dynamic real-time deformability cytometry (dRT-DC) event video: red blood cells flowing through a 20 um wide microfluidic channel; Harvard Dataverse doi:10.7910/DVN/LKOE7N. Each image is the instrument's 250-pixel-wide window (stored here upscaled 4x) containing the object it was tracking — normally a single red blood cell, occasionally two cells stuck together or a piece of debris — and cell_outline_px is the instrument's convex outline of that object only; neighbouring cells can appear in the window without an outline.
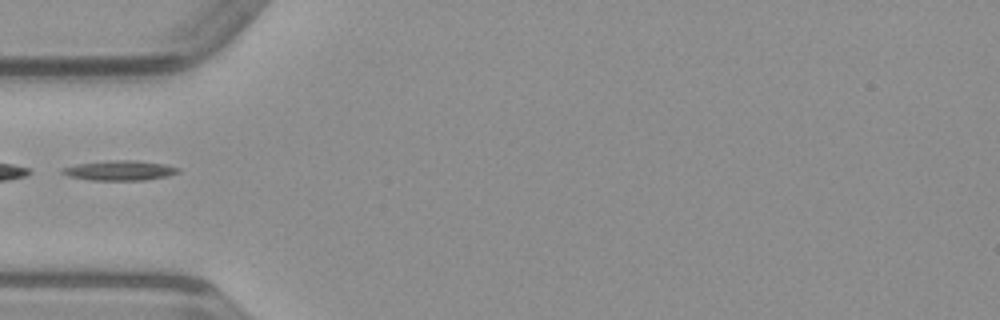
{"species": "common noctule bat (a hibernating species)", "species_latin": "Nyctalus noctula", "temperature_condition": "warm", "stored_images_in_passage": 33, "camera_frame_rate_fps": 3000, "um_per_image_px": 0.085, "animal": {"sex": "male", "body_mass_g": 23.1, "forearm_length_mm": 52.7}, "frame": {"image": 1, "passage_image": 1, "time_ms": 0.0, "image_size_px": [1000, 320], "cell_outline_px": [[180, 172], [168, 176], [144, 180], [92, 180], [68, 176], [60, 172], [60, 168], [76, 164], [112, 160], [136, 160], [164, 164], [180, 168]], "centroid_in_image_um": [10.17, 14.49], "position_along_channel_um": 74.8, "area_um2": 13.47}}